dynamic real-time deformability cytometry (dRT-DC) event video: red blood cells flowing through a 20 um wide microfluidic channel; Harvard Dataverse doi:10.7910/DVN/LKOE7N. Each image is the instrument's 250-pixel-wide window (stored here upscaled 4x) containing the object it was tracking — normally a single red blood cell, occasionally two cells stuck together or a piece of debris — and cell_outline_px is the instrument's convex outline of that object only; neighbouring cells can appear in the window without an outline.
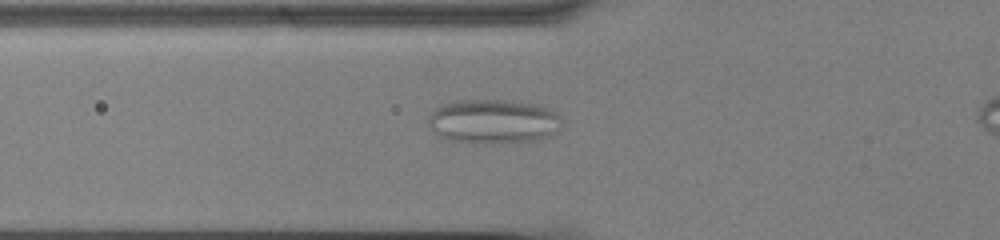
{"species": "common noctule bat (a hibernating species)", "species_latin": "Nyctalus noctula", "temperature_condition": "cold", "stored_images_in_passage": 43, "camera_frame_rate_fps": 3000, "um_per_image_px": 0.085, "animal": {"sex": "male", "body_mass_g": 13.0, "forearm_length_mm": 53.1}, "frame": {"image": 1, "passage_image": 12, "time_ms": 3.667, "image_size_px": [1000, 240], "cell_outline_px": [[560, 128], [548, 136], [532, 140], [492, 144], [472, 144], [452, 140], [440, 136], [428, 124], [428, 116], [440, 104], [456, 100], [516, 100], [540, 104], [548, 108], [560, 116]], "centroid_in_image_um": [41.92, 10.31], "position_along_channel_um": 83.9, "area_um2": 34.8}}
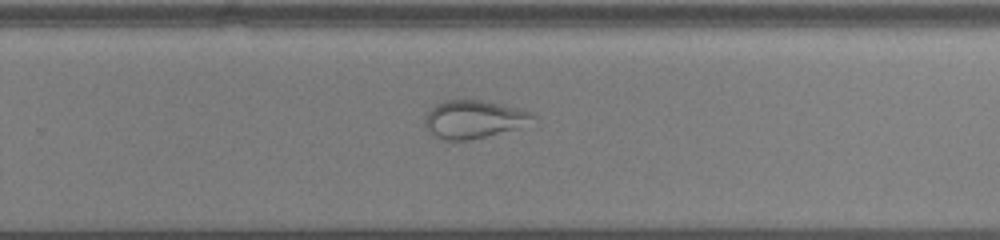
{"frame": {"image": 2, "passage_image": 29, "time_ms": 9.333, "image_size_px": [1000, 240], "cell_outline_px": [[540, 116], [512, 128], [484, 136], [468, 140], [444, 140], [432, 136], [424, 124], [424, 116], [436, 104], [444, 100], [480, 100], [520, 108], [532, 112]], "centroid_in_image_um": [40.19, 10.12], "position_along_channel_um": 289.6, "area_um2": 23.47}}
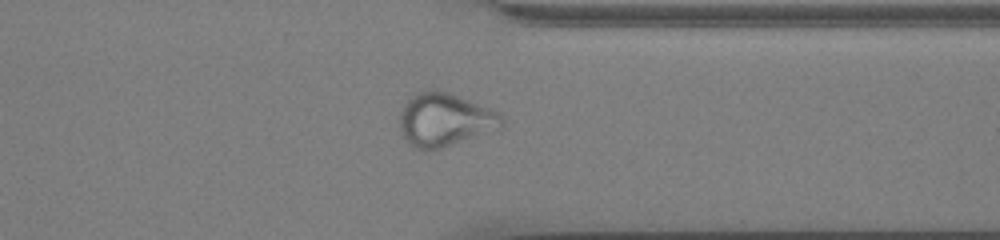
{"frame": {"image": 3, "passage_image": 36, "time_ms": 11.667, "image_size_px": [1000, 240], "cell_outline_px": [[504, 128], [500, 132], [440, 148], [416, 148], [408, 144], [400, 128], [400, 112], [408, 100], [416, 92], [436, 88], [448, 92], [492, 108], [504, 116]], "centroid_in_image_um": [37.92, 10.18], "position_along_channel_um": 373.5, "area_um2": 32.43}}